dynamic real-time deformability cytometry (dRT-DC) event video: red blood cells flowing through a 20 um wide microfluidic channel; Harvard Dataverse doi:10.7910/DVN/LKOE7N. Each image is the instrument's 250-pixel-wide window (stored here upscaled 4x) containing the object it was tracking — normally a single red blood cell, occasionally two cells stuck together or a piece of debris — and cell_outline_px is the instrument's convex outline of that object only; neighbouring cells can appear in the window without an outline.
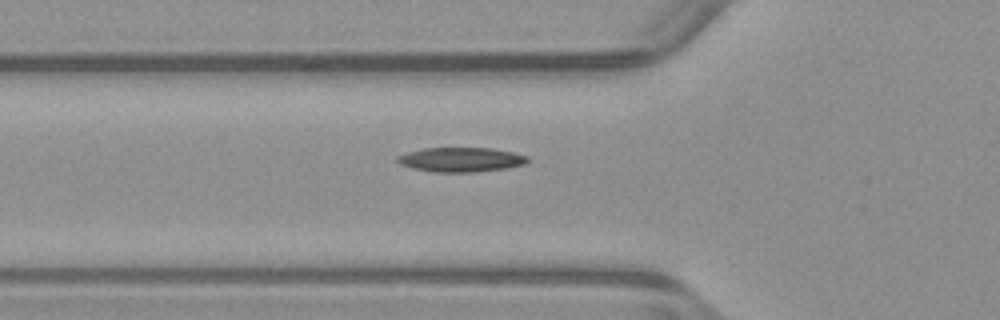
{"species": "common noctule bat (a hibernating species)", "species_latin": "Nyctalus noctula", "temperature_condition": "warm", "stored_images_in_passage": 30, "camera_frame_rate_fps": 3000, "um_per_image_px": 0.085, "animal": {"sex": "male", "body_mass_g": 23.1, "forearm_length_mm": 52.7}, "frame": {"image": 1, "passage_image": 2, "time_ms": 0.333, "image_size_px": [1000, 320], "cell_outline_px": [[528, 160], [524, 164], [504, 168], [476, 172], [436, 172], [412, 168], [400, 164], [396, 160], [396, 156], [408, 152], [424, 148], [492, 148], [512, 152], [528, 156]], "centroid_in_image_um": [39.15, 13.56], "position_along_channel_um": 86.6, "area_um2": 18.44}}
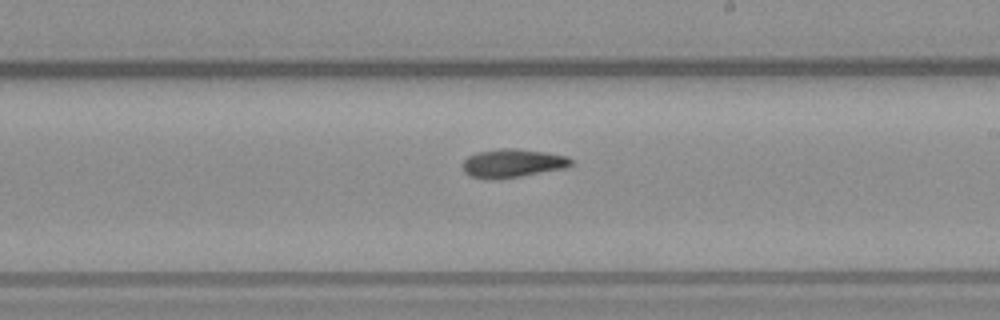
{"frame": {"image": 2, "passage_image": 14, "time_ms": 4.333, "image_size_px": [1000, 320], "cell_outline_px": [[572, 164], [564, 168], [500, 180], [488, 180], [468, 176], [464, 172], [460, 164], [468, 156], [476, 152], [500, 148], [516, 148], [544, 152], [568, 156], [572, 160]], "centroid_in_image_um": [43.49, 13.89], "position_along_channel_um": 245.5, "area_um2": 18.38}}
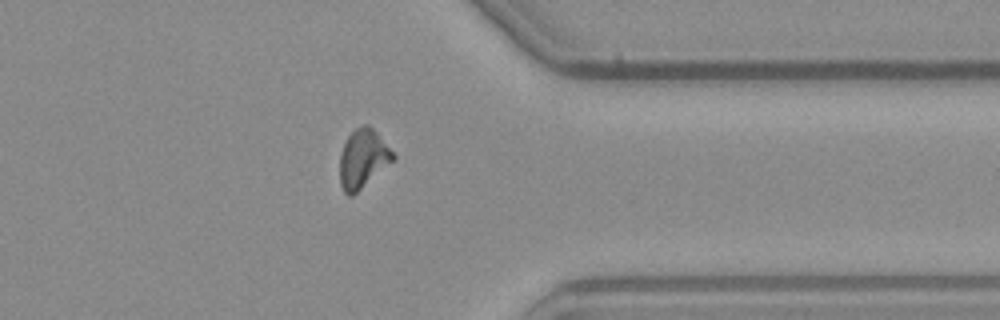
{"frame": {"image": 3, "passage_image": 25, "time_ms": 8.0, "image_size_px": [1000, 320], "cell_outline_px": [[396, 160], [352, 196], [348, 196], [344, 192], [340, 184], [340, 156], [344, 144], [348, 136], [356, 128], [364, 124], [368, 124], [376, 132], [396, 156]], "centroid_in_image_um": [30.86, 13.51], "position_along_channel_um": 380.5, "area_um2": 18.21}}